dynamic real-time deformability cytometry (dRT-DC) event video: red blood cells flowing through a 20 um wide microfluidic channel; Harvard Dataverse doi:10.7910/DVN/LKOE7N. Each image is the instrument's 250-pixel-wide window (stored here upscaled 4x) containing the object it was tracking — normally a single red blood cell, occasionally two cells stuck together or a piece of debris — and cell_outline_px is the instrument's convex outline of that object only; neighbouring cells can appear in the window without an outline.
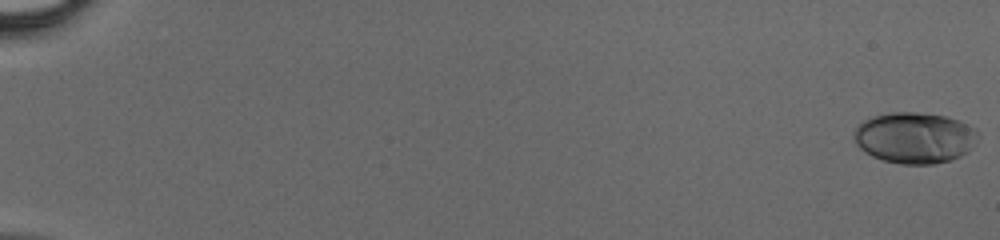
{"species": "human", "species_latin": "Homo sapiens", "temperature_condition": "cold", "stored_images_in_passage": 48, "camera_frame_rate_fps": 3000, "um_per_image_px": 0.085, "donor": {"sex": "male"}, "frame": {"image": 1, "passage_image": 1, "time_ms": 0.0, "image_size_px": [1000, 240], "cell_outline_px": [[980, 136], [968, 152], [960, 156], [936, 164], [900, 164], [884, 160], [872, 156], [864, 152], [856, 144], [852, 136], [856, 128], [864, 120], [872, 116], [892, 112], [916, 112], [944, 116], [960, 120], [976, 128]], "centroid_in_image_um": [77.76, 11.71], "position_along_channel_um": 7.2, "area_um2": 37.17}}
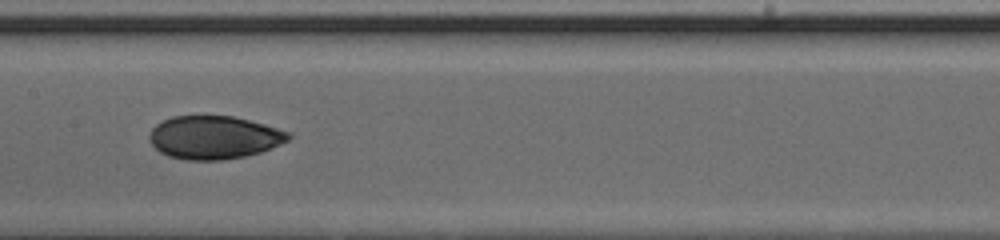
{"frame": {"image": 2, "passage_image": 27, "time_ms": 8.667, "image_size_px": [1000, 240], "cell_outline_px": [[292, 136], [288, 140], [280, 144], [260, 152], [244, 156], [224, 160], [188, 160], [168, 156], [160, 152], [148, 140], [148, 136], [152, 128], [156, 124], [172, 116], [232, 116], [264, 124], [292, 132]], "centroid_in_image_um": [18.19, 11.68], "position_along_channel_um": 189.2, "area_um2": 34.97}}
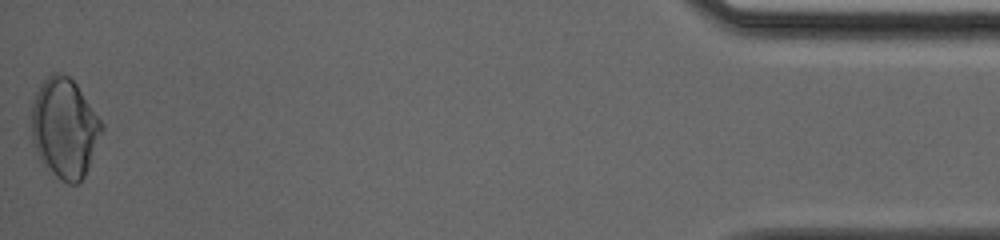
{"frame": {"image": 3, "passage_image": 48, "time_ms": 15.667, "image_size_px": [1000, 240], "cell_outline_px": [[104, 128], [88, 168], [84, 176], [76, 184], [68, 184], [60, 180], [44, 168], [32, 144], [32, 100], [40, 84], [52, 72], [60, 72], [68, 76], [76, 84], [104, 124]], "centroid_in_image_um": [5.47, 10.9], "position_along_channel_um": 429.7, "area_um2": 41.1}}